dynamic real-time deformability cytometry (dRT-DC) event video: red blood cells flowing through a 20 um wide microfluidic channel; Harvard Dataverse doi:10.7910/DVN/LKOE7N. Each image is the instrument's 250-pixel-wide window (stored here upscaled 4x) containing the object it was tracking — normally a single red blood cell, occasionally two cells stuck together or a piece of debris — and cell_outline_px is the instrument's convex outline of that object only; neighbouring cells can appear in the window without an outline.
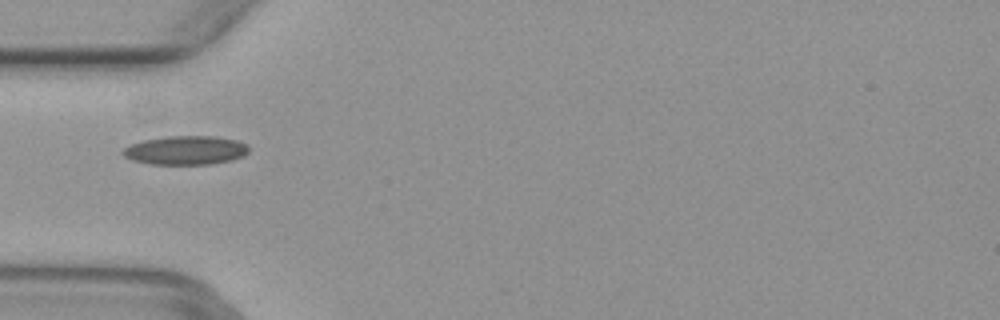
{"species": "common noctule bat (a hibernating species)", "species_latin": "Nyctalus noctula", "temperature_condition": "warm", "stored_images_in_passage": 1, "camera_frame_rate_fps": 3000, "um_per_image_px": 0.085, "animal": {"sex": "female", "body_mass_g": 29.2, "forearm_length_mm": 56.3}, "frame": {"image": 1, "passage_image": 1, "time_ms": 0.0, "image_size_px": [1000, 320], "cell_outline_px": [[248, 152], [244, 156], [232, 160], [208, 164], [148, 164], [132, 160], [124, 156], [120, 152], [124, 148], [132, 144], [144, 140], [164, 136], [216, 136], [236, 140], [248, 144]], "centroid_in_image_um": [15.78, 12.77], "position_along_channel_um": 69.2, "area_um2": 21.27}}